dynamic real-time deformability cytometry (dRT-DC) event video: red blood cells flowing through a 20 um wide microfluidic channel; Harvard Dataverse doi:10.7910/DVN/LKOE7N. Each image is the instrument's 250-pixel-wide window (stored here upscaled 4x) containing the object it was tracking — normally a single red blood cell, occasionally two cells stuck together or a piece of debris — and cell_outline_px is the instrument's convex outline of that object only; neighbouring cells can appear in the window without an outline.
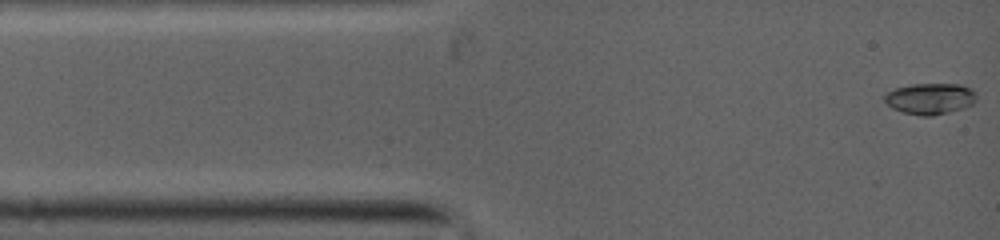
{"species": "common noctule bat (a hibernating species)", "species_latin": "Nyctalus noctula", "temperature_condition": "warm", "stored_images_in_passage": 79, "camera_frame_rate_fps": 5000, "um_per_image_px": 0.085, "animal": {"sex": "female", "body_mass_g": 19.0, "forearm_length_mm": 53.3}, "frame": {"image": 1, "passage_image": 1, "time_ms": 0.0, "image_size_px": [1000, 240], "cell_outline_px": [[976, 100], [972, 104], [964, 108], [932, 116], [924, 116], [904, 112], [892, 108], [880, 96], [896, 88], [912, 84], [960, 84], [976, 92]], "centroid_in_image_um": [79.04, 8.38], "position_along_channel_um": 6.0, "area_um2": 16.65}}
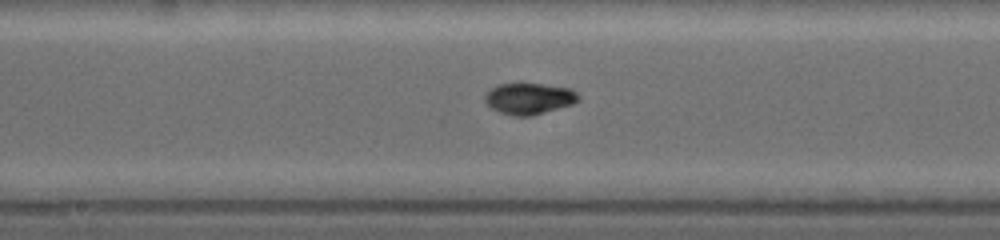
{"frame": {"image": 2, "passage_image": 32, "time_ms": 5.8, "image_size_px": [1000, 240], "cell_outline_px": [[576, 100], [572, 104], [528, 116], [516, 116], [500, 112], [492, 108], [488, 104], [488, 92], [492, 88], [500, 84], [540, 84], [568, 88], [576, 92]], "centroid_in_image_um": [44.97, 8.38], "position_along_channel_um": 203.2, "area_um2": 16.13}}
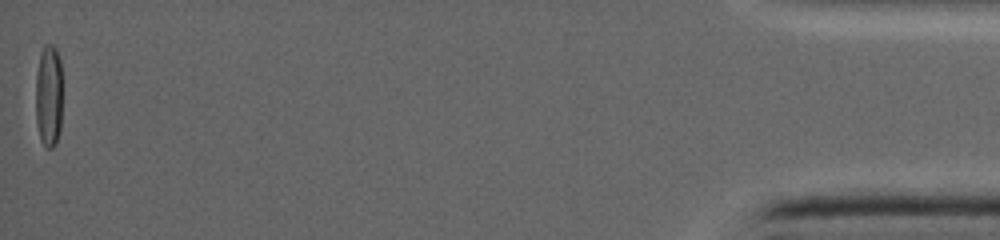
{"frame": {"image": 3, "passage_image": 78, "time_ms": 14.0, "image_size_px": [1000, 240], "cell_outline_px": [[60, 128], [56, 140], [52, 148], [48, 148], [40, 140], [36, 120], [36, 76], [40, 52], [44, 44], [52, 44], [56, 48], [60, 60]], "centroid_in_image_um": [4.11, 8.1], "position_along_channel_um": 431.1, "area_um2": 15.72}}